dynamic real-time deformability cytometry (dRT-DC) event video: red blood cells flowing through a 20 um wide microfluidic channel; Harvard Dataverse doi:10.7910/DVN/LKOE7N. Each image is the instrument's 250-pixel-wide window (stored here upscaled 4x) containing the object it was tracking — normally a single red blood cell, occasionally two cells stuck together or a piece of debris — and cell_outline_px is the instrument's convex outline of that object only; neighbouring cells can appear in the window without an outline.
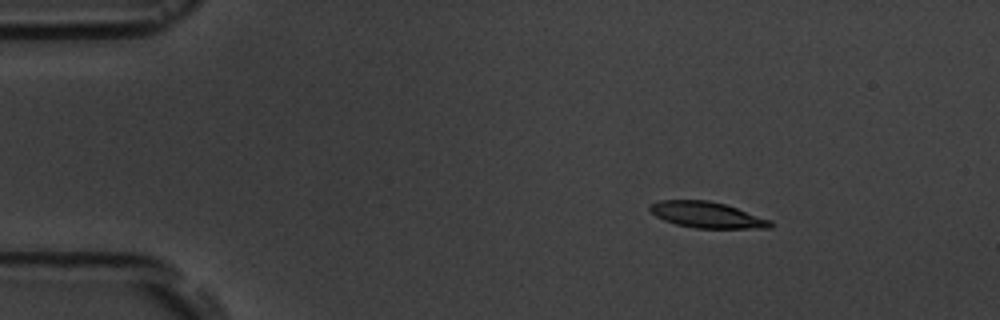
{"species": "common noctule bat (a hibernating species)", "species_latin": "Nyctalus noctula", "temperature_condition": "room temperature", "stored_images_in_passage": 5, "camera_frame_rate_fps": 3000, "um_per_image_px": 0.085, "animal": {"sex": "male", "body_mass_g": 19.5, "forearm_length_mm": 54.6}, "frame": {"image": 1, "passage_image": 2, "time_ms": 1.333, "image_size_px": [1000, 320], "cell_outline_px": [[772, 228], [696, 228], [676, 224], [664, 220], [656, 216], [648, 208], [652, 204], [660, 200], [708, 200], [724, 204], [772, 220]], "centroid_in_image_um": [60.1, 18.27], "position_along_channel_um": 24.9, "area_um2": 18.09}}
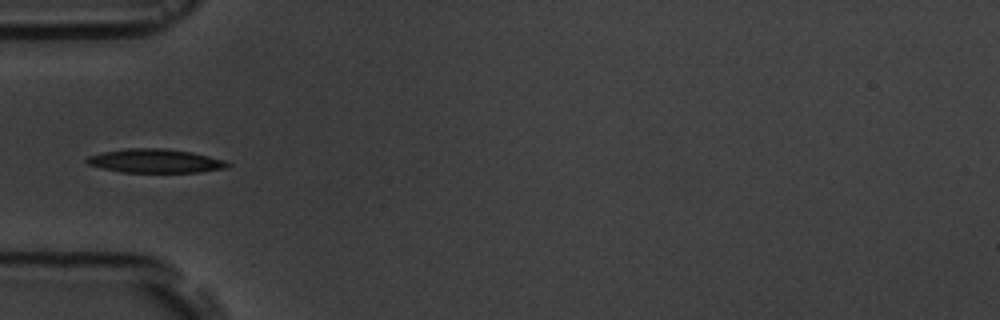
{"frame": {"image": 2, "passage_image": 5, "time_ms": 4.667, "image_size_px": [1000, 320], "cell_outline_px": [[232, 164], [228, 168], [200, 172], [120, 172], [88, 164], [84, 160], [88, 156], [104, 152], [124, 148], [164, 148], [192, 152], [224, 160]], "centroid_in_image_um": [13.22, 13.68], "position_along_channel_um": 71.8, "area_um2": 19.54}}